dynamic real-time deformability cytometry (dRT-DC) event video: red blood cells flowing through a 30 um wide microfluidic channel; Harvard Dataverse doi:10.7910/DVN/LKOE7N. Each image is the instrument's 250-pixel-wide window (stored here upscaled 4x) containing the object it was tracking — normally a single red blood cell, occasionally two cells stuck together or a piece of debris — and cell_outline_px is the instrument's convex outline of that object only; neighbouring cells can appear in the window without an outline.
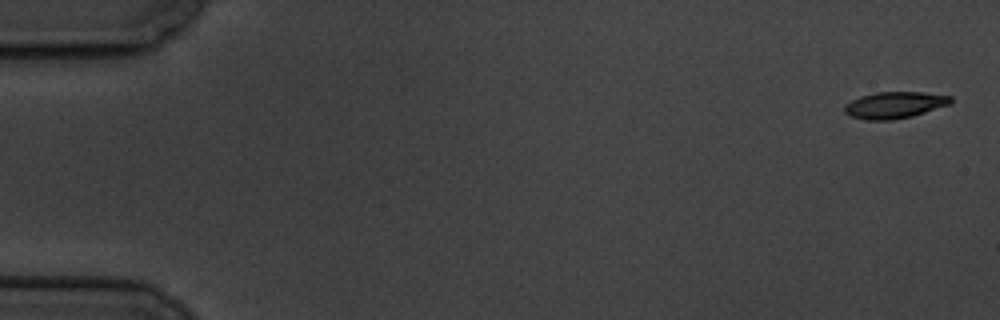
{"species": "common noctule bat (a hibernating species)", "species_latin": "Nyctalus noctula", "temperature_condition": "cold", "stored_images_in_passage": 8, "camera_frame_rate_fps": 3000, "um_per_image_px": 0.085, "animal": {"sex": "male", "body_mass_g": 19.5, "forearm_length_mm": 54.6}, "frame": {"image": 1, "passage_image": 1, "time_ms": 0.0, "image_size_px": [1000, 320], "cell_outline_px": [[952, 104], [912, 116], [892, 120], [864, 120], [852, 116], [844, 112], [844, 104], [860, 96], [876, 92], [924, 92], [952, 96]], "centroid_in_image_um": [76.05, 8.92], "position_along_channel_um": 8.9, "area_um2": 16.59}}
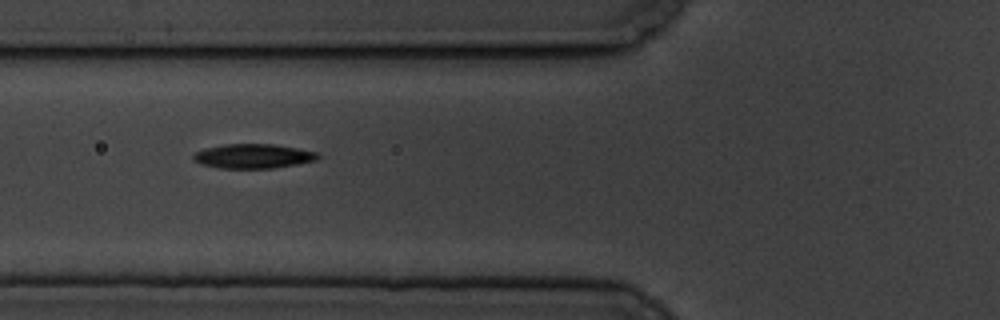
{"frame": {"image": 2, "passage_image": 7, "time_ms": 7.0, "image_size_px": [1000, 320], "cell_outline_px": [[324, 156], [316, 160], [296, 164], [272, 168], [220, 168], [200, 164], [192, 160], [192, 156], [196, 152], [204, 148], [224, 144], [272, 144], [300, 148], [316, 152]], "centroid_in_image_um": [21.53, 13.27], "position_along_channel_um": 104.3, "area_um2": 17.86}}
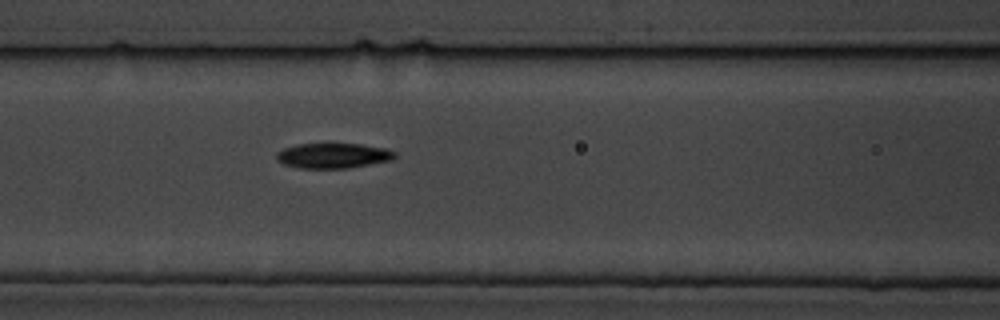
{"frame": {"image": 3, "passage_image": 8, "time_ms": 8.0, "image_size_px": [1000, 320], "cell_outline_px": [[396, 156], [392, 160], [348, 168], [300, 168], [284, 164], [276, 160], [276, 152], [284, 148], [296, 144], [360, 144], [384, 148], [396, 152]], "centroid_in_image_um": [28.3, 13.23], "position_along_channel_um": 138.3, "area_um2": 17.28}}